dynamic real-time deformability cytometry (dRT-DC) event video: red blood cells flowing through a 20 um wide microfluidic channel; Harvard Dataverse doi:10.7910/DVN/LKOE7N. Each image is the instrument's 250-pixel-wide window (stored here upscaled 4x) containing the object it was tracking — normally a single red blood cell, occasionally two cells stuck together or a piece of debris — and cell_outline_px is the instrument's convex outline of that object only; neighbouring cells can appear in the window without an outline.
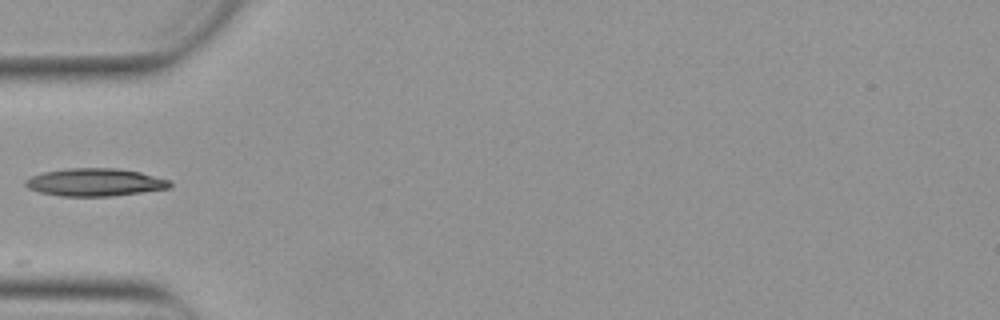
{"species": "Egyptian fruit bat (a non-hibernating species)", "species_latin": "Rousettus aegyptiacus", "temperature_condition": "warm", "stored_images_in_passage": 10, "camera_frame_rate_fps": 3000, "um_per_image_px": 0.085, "animal": {"sex": "female"}, "frame": {"image": 1, "passage_image": 1, "time_ms": 0.0, "image_size_px": [1000, 320], "cell_outline_px": [[172, 184], [168, 188], [112, 196], [60, 196], [40, 192], [28, 188], [24, 184], [24, 180], [32, 176], [44, 172], [68, 168], [116, 168], [140, 172], [168, 180]], "centroid_in_image_um": [8.03, 15.49], "position_along_channel_um": 77.0, "area_um2": 23.12}}
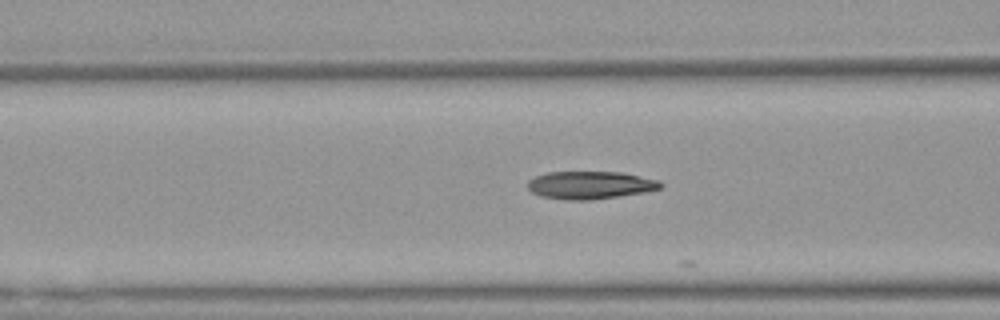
{"frame": {"image": 2, "passage_image": 4, "time_ms": 1.0, "image_size_px": [1000, 320], "cell_outline_px": [[664, 184], [660, 188], [644, 192], [588, 200], [564, 200], [540, 196], [532, 192], [528, 188], [528, 180], [536, 176], [548, 172], [624, 172], [660, 180]], "centroid_in_image_um": [50.17, 15.72], "position_along_channel_um": 116.4, "area_um2": 21.5}}
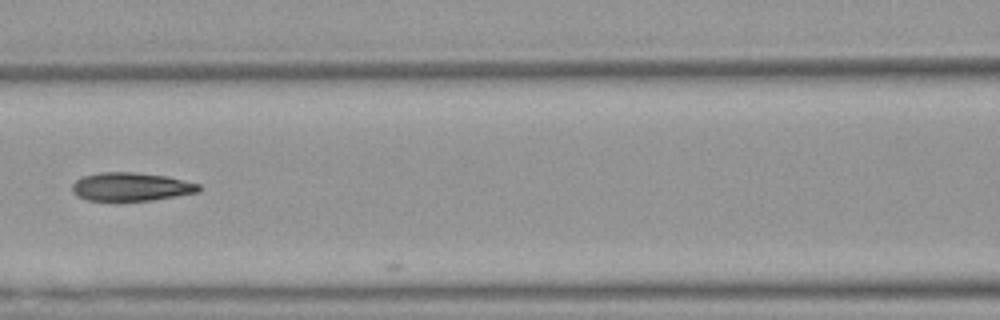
{"frame": {"image": 3, "passage_image": 7, "time_ms": 2.0, "image_size_px": [1000, 320], "cell_outline_px": [[200, 192], [152, 200], [88, 200], [76, 196], [72, 192], [72, 184], [76, 180], [84, 176], [100, 172], [132, 172], [168, 176], [200, 184]], "centroid_in_image_um": [11.15, 15.87], "position_along_channel_um": 155.5, "area_um2": 20.92}}